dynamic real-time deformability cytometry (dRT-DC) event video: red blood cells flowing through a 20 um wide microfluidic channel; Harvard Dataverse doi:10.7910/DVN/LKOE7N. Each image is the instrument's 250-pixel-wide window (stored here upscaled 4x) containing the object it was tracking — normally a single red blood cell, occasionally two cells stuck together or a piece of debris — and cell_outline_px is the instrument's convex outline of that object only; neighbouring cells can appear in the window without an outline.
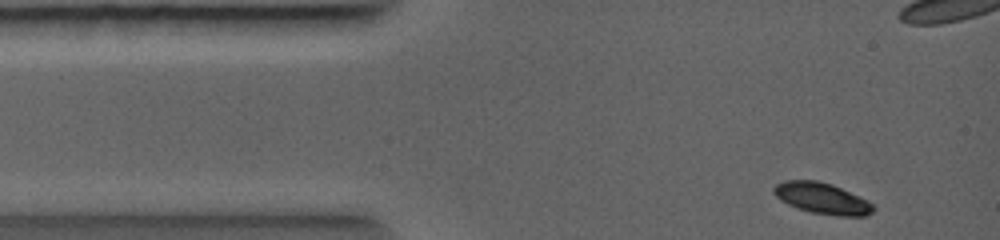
{"species": "common noctule bat (a hibernating species)", "species_latin": "Nyctalus noctula", "temperature_condition": "warm", "stored_images_in_passage": 4, "camera_frame_rate_fps": 5000, "um_per_image_px": 0.085, "animal": {"sex": "female", "body_mass_g": 19.0, "forearm_length_mm": 56.7}, "frame": {"image": 1, "passage_image": 1, "time_ms": 0.0, "image_size_px": [1000, 240], "cell_outline_px": [[876, 208], [872, 212], [864, 216], [836, 216], [812, 212], [796, 208], [780, 200], [772, 192], [772, 188], [776, 184], [784, 180], [820, 180], [832, 184], [868, 200]], "centroid_in_image_um": [69.86, 16.85], "position_along_channel_um": 15.1, "area_um2": 18.21}}